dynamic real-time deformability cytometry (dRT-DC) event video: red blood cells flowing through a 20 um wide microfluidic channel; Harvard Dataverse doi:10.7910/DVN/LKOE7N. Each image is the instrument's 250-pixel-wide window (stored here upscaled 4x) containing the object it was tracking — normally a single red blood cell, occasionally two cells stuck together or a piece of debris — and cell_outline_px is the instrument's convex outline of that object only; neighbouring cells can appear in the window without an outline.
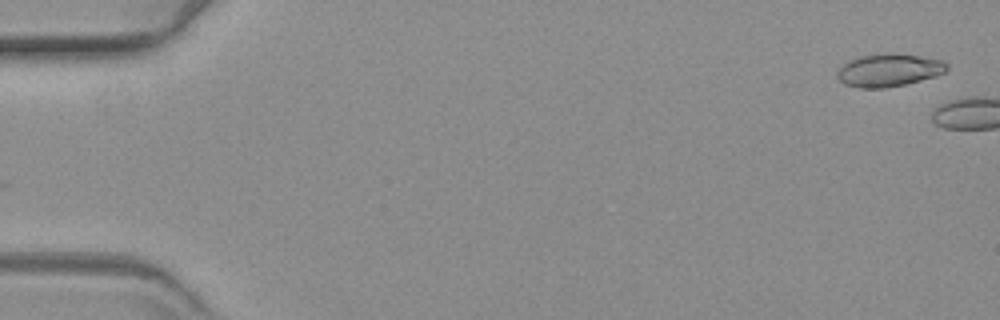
{"species": "common noctule bat (a hibernating species)", "species_latin": "Nyctalus noctula", "temperature_condition": "warm", "stored_images_in_passage": 4, "camera_frame_rate_fps": 3000, "um_per_image_px": 0.085, "animal": {"sex": "female", "body_mass_g": 19.3, "forearm_length_mm": 54.1}, "frame": {"image": 1, "passage_image": 1, "time_ms": 0.0, "image_size_px": [1000, 320], "cell_outline_px": [[948, 68], [944, 72], [936, 76], [904, 84], [884, 88], [860, 88], [844, 84], [836, 76], [836, 72], [848, 60], [860, 56], [888, 52], [892, 52], [920, 56], [944, 60], [948, 64]], "centroid_in_image_um": [75.55, 5.95], "position_along_channel_um": 9.4, "area_um2": 21.1}}